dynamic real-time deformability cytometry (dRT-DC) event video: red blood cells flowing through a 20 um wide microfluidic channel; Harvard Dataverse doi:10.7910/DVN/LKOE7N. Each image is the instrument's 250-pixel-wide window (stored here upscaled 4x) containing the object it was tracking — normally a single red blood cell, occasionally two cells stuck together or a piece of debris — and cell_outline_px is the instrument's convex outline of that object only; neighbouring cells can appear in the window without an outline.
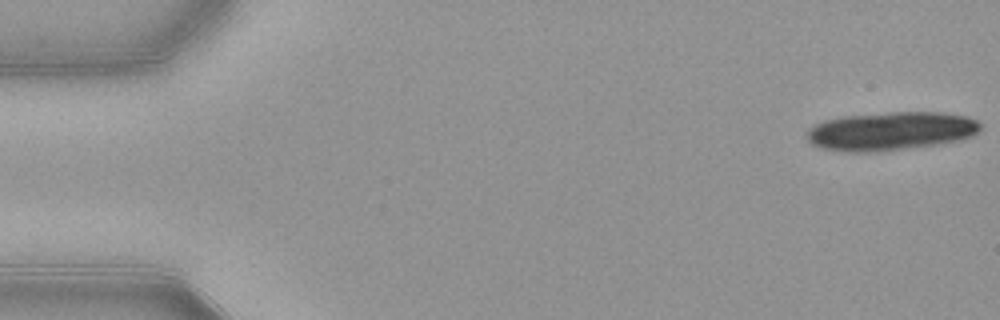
{"species": "common noctule bat (a hibernating species)", "species_latin": "Nyctalus noctula", "temperature_condition": "warm", "stored_images_in_passage": 18, "camera_frame_rate_fps": 3000, "um_per_image_px": 0.085, "animal": {"sex": "female", "body_mass_g": 21.9}, "frame": {"image": 1, "passage_image": 1, "time_ms": 0.0, "image_size_px": [1000, 320], "cell_outline_px": [[980, 128], [972, 136], [964, 140], [936, 144], [864, 152], [856, 152], [824, 148], [812, 144], [808, 140], [808, 128], [824, 120], [844, 116], [888, 112], [944, 112], [968, 116], [976, 120], [980, 124]], "centroid_in_image_um": [75.76, 11.11], "position_along_channel_um": 9.2, "area_um2": 38.49}}